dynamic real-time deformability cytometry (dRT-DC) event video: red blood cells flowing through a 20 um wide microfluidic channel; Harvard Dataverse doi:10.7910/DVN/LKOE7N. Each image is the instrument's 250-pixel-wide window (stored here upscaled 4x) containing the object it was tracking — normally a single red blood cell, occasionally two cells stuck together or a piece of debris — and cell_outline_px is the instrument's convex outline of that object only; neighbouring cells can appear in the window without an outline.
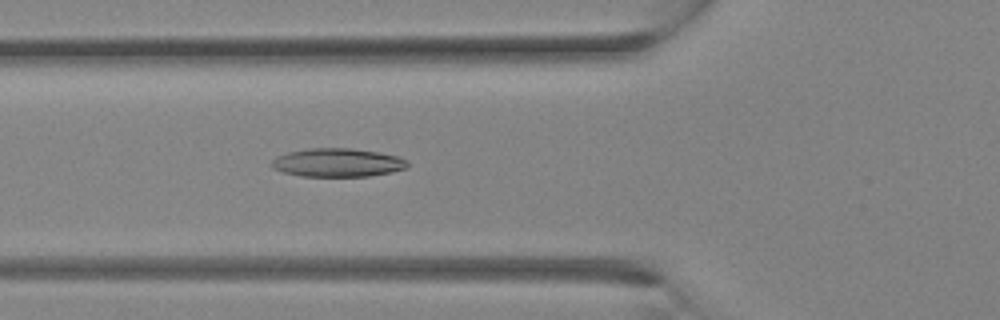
{"species": "Egyptian fruit bat (a non-hibernating species)", "species_latin": "Rousettus aegyptiacus", "temperature_condition": "room temperature", "stored_images_in_passage": 15, "camera_frame_rate_fps": 3000, "um_per_image_px": 0.085, "animal": {"sex": "female"}, "frame": {"image": 1, "passage_image": 11, "time_ms": 3.333, "image_size_px": [1000, 320], "cell_outline_px": [[408, 168], [392, 172], [368, 176], [300, 176], [284, 172], [272, 168], [272, 160], [276, 156], [288, 152], [308, 148], [348, 148], [376, 152], [400, 156], [408, 160]], "centroid_in_image_um": [28.71, 13.82], "position_along_channel_um": 97.1, "area_um2": 22.6}}
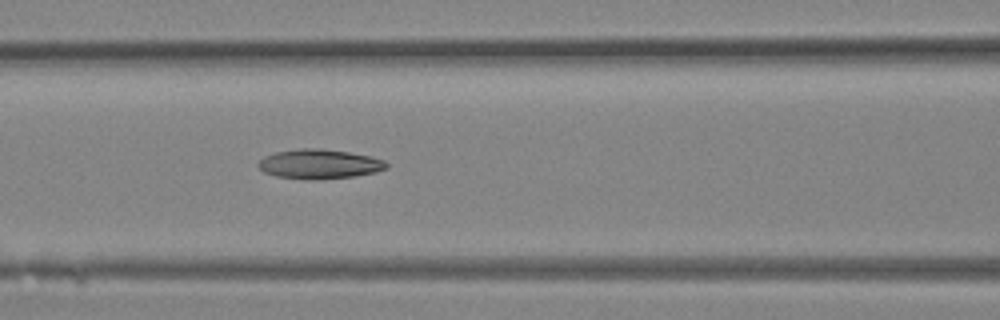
{"frame": {"image": 2, "passage_image": 13, "time_ms": 4.0, "image_size_px": [1000, 320], "cell_outline_px": [[388, 168], [376, 172], [352, 176], [316, 180], [308, 180], [276, 176], [264, 172], [256, 164], [264, 156], [276, 152], [300, 148], [320, 148], [348, 152], [368, 156], [384, 160], [388, 164]], "centroid_in_image_um": [27.12, 13.94], "position_along_channel_um": 139.5, "area_um2": 22.02}}
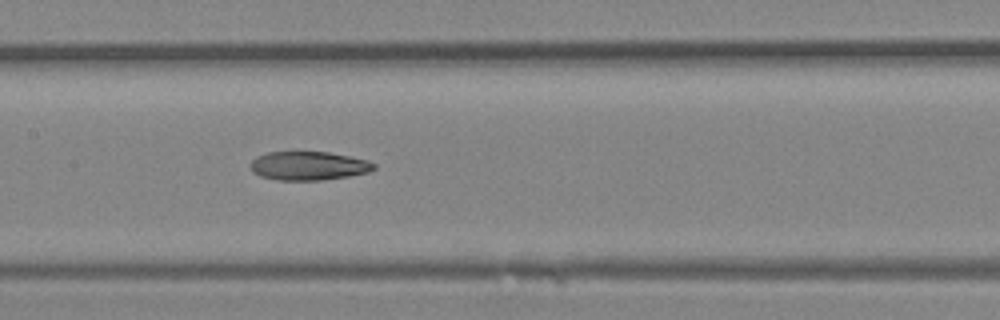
{"frame": {"image": 3, "passage_image": 15, "time_ms": 4.667, "image_size_px": [1000, 320], "cell_outline_px": [[376, 168], [368, 172], [348, 176], [320, 180], [276, 180], [260, 176], [252, 172], [248, 164], [256, 156], [268, 152], [328, 152], [368, 160], [376, 164]], "centroid_in_image_um": [26.19, 14.09], "position_along_channel_um": 181.2, "area_um2": 20.75}}